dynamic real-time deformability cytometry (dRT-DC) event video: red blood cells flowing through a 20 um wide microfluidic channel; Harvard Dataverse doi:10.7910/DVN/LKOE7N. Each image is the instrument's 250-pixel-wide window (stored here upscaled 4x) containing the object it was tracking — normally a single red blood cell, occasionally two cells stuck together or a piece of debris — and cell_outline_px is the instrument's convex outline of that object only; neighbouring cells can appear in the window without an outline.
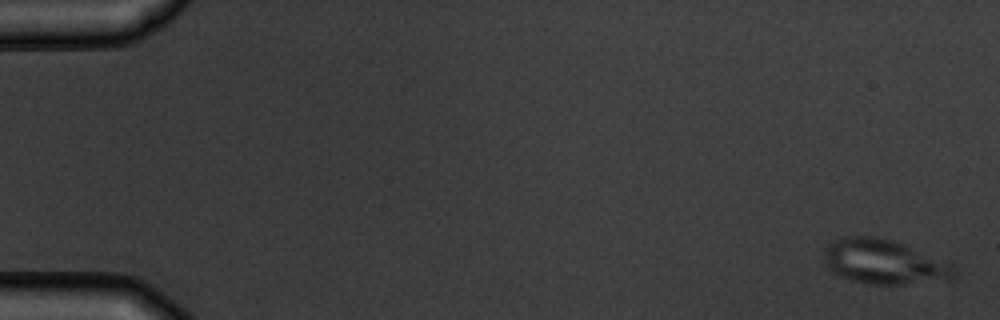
{"species": "common noctule bat (a hibernating species)", "species_latin": "Nyctalus noctula", "temperature_condition": "warm", "stored_images_in_passage": 6, "camera_frame_rate_fps": 3000, "um_per_image_px": 0.085, "animal": {"sex": "male", "body_mass_g": 19.5, "forearm_length_mm": 54.6}, "frame": {"image": 1, "passage_image": 1, "time_ms": 0.0, "image_size_px": [1000, 320], "cell_outline_px": [[960, 272], [952, 280], [900, 284], [868, 284], [852, 280], [840, 276], [824, 260], [824, 252], [828, 244], [832, 240], [844, 236], [872, 236], [892, 240], [952, 264]], "centroid_in_image_um": [75.19, 22.26], "position_along_channel_um": 9.8, "area_um2": 33.58}}